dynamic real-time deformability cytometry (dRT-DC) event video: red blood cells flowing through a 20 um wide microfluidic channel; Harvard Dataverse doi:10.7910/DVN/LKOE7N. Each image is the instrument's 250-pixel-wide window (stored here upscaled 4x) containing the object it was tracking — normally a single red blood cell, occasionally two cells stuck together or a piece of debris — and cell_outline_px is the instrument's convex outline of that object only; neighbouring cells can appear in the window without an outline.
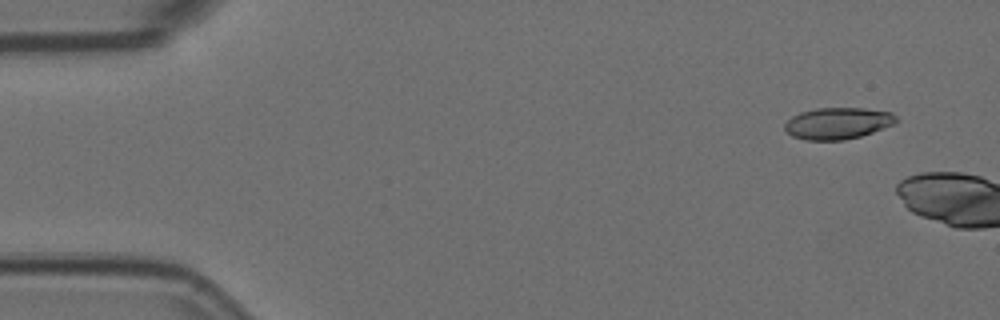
{"species": "Egyptian fruit bat (a non-hibernating species)", "species_latin": "Rousettus aegyptiacus", "temperature_condition": "room temperature", "stored_images_in_passage": 3, "camera_frame_rate_fps": 3000, "um_per_image_px": 0.085, "animal": {"sex": "female"}, "frame": {"image": 1, "passage_image": 2, "time_ms": 0.333, "image_size_px": [1000, 320], "cell_outline_px": [[900, 120], [896, 124], [860, 136], [844, 140], [804, 140], [792, 136], [784, 128], [784, 124], [792, 116], [800, 112], [816, 108], [864, 108], [892, 112]], "centroid_in_image_um": [71.24, 10.47], "position_along_channel_um": 13.8, "area_um2": 20.69}}